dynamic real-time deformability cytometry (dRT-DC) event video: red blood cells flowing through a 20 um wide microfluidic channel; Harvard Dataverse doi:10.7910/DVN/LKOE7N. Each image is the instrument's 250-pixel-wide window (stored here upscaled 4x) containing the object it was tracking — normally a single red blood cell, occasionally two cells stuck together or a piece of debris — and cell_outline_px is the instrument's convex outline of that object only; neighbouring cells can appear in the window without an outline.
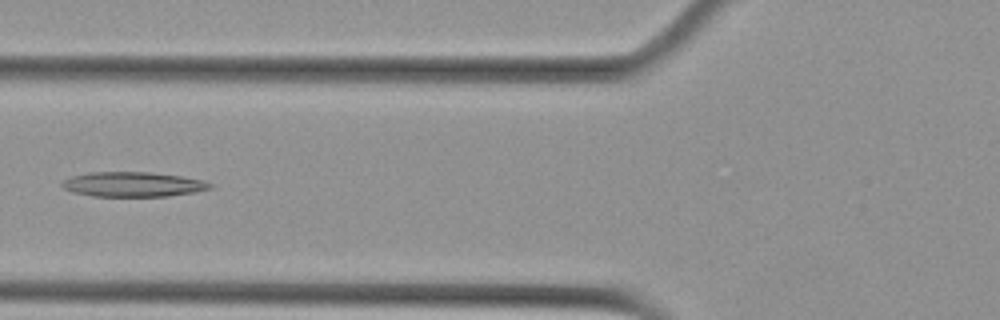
{"species": "Egyptian fruit bat (a non-hibernating species)", "species_latin": "Rousettus aegyptiacus", "temperature_condition": "cold", "stored_images_in_passage": 2, "camera_frame_rate_fps": 3000, "um_per_image_px": 0.085, "animal": {"sex": "female"}, "frame": {"image": 1, "passage_image": 2, "time_ms": 0.333, "image_size_px": [1000, 320], "cell_outline_px": [[212, 188], [196, 192], [168, 196], [92, 196], [72, 192], [64, 188], [60, 184], [64, 180], [72, 176], [88, 172], [152, 172], [180, 176], [204, 180], [212, 184]], "centroid_in_image_um": [11.31, 15.67], "position_along_channel_um": 114.5, "area_um2": 21.44}}